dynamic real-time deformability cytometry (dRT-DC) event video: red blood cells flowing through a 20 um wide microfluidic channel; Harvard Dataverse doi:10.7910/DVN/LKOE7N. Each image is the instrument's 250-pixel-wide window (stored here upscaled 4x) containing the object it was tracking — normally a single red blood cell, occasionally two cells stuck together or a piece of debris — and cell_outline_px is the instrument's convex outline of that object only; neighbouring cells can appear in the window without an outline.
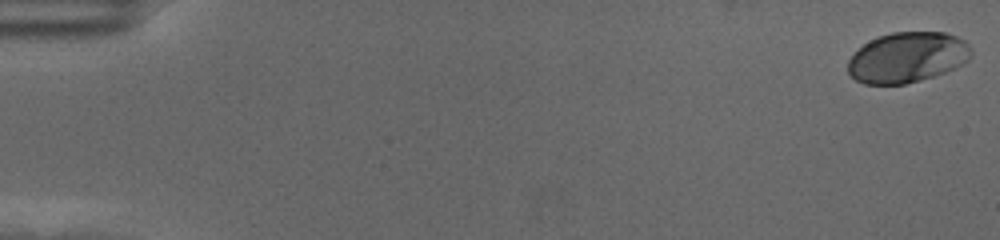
{"species": "human", "species_latin": "Homo sapiens", "temperature_condition": "cold", "stored_images_in_passage": 59, "camera_frame_rate_fps": 3000, "um_per_image_px": 0.085, "donor": {"sex": "female"}, "frame": {"image": 1, "passage_image": 1, "time_ms": 0.0, "image_size_px": [1000, 240], "cell_outline_px": [[972, 52], [968, 60], [944, 72], [920, 80], [904, 84], [864, 84], [856, 80], [848, 72], [848, 60], [864, 44], [876, 36], [892, 32], [944, 32], [956, 36], [964, 40], [972, 48]], "centroid_in_image_um": [77.11, 4.86], "position_along_channel_um": 7.9, "area_um2": 36.01}}
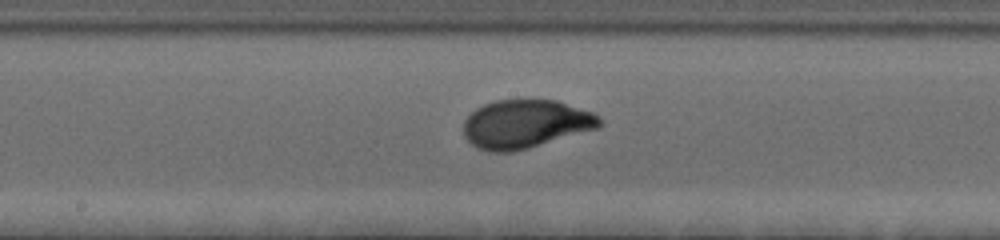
{"frame": {"image": 2, "passage_image": 32, "time_ms": 10.333, "image_size_px": [1000, 240], "cell_outline_px": [[604, 120], [600, 128], [528, 148], [512, 152], [488, 152], [476, 148], [464, 136], [464, 120], [476, 108], [484, 104], [496, 100], [556, 100], [592, 112], [600, 116]], "centroid_in_image_um": [44.69, 10.55], "position_along_channel_um": 203.5, "area_um2": 38.61}}
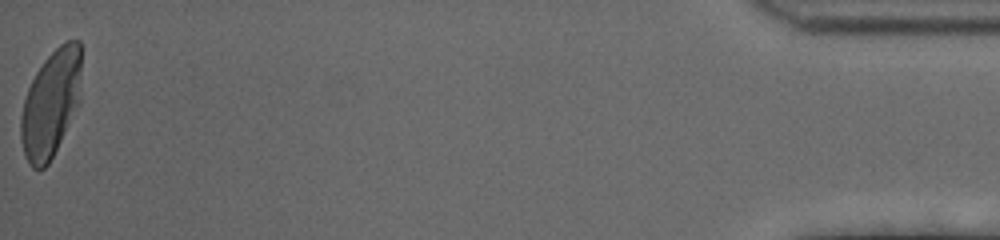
{"frame": {"image": 3, "passage_image": 59, "time_ms": 19.333, "image_size_px": [1000, 240], "cell_outline_px": [[80, 104], [48, 164], [44, 168], [32, 168], [28, 164], [24, 156], [20, 140], [20, 116], [24, 100], [28, 88], [36, 72], [44, 60], [60, 44], [68, 40], [80, 40]], "centroid_in_image_um": [4.31, 8.83], "position_along_channel_um": 430.9, "area_um2": 37.86}, "authors_computed_cell_mechanics": {"area_um2": 36.9342, "velocity_mm_per_s": 3.5033, "shape_relaxation_time_tau1_ms": 3.8551, "shape_relaxation_time_tau2_ms": null, "deformation_change_tau1": 0.1706, "deformation_change_tau2": null}}